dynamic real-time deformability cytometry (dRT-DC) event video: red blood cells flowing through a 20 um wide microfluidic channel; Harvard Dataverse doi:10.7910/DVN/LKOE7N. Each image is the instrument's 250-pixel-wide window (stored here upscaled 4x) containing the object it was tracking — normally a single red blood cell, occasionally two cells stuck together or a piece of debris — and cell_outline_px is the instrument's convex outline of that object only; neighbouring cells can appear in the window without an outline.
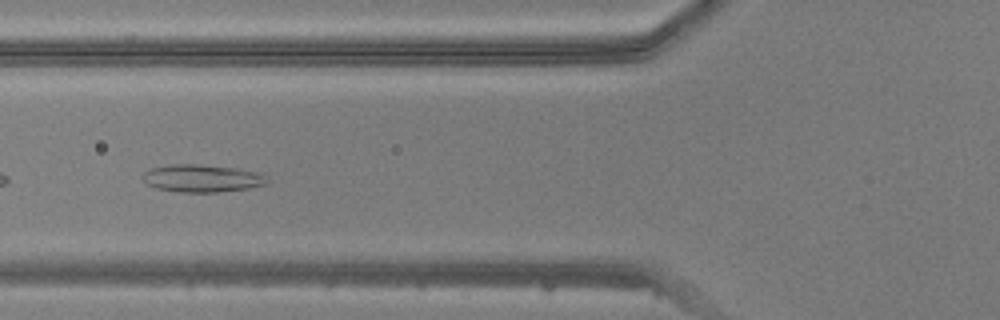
{"species": "common noctule bat (a hibernating species)", "species_latin": "Nyctalus noctula", "temperature_condition": "warm", "stored_images_in_passage": 50, "camera_frame_rate_fps": 3000, "um_per_image_px": 0.085, "animal": {"sex": "male", "body_mass_g": 20.5, "forearm_length_mm": 52.5}, "frame": {"image": 1, "passage_image": 19, "time_ms": 6.0, "image_size_px": [1000, 320], "cell_outline_px": [[268, 184], [248, 188], [216, 192], [180, 192], [156, 188], [148, 184], [140, 176], [144, 172], [152, 168], [168, 164], [196, 164], [236, 168], [260, 172], [268, 180]], "centroid_in_image_um": [17.17, 15.15], "position_along_channel_um": 108.6, "area_um2": 20.0}}
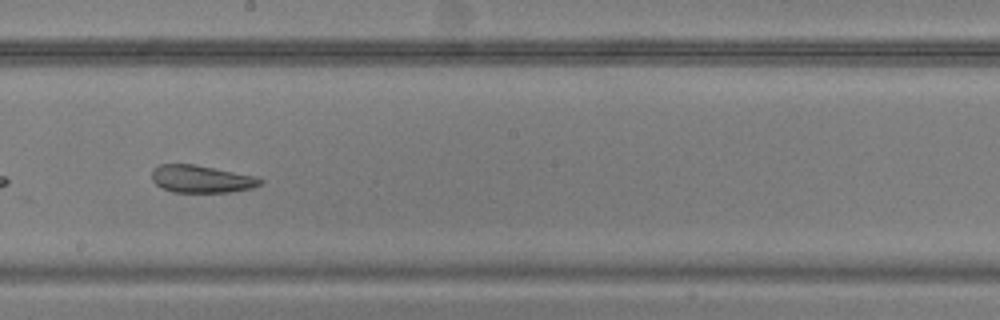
{"frame": {"image": 2, "passage_image": 28, "time_ms": 9.0, "image_size_px": [1000, 320], "cell_outline_px": [[264, 180], [260, 184], [252, 188], [232, 192], [172, 192], [156, 184], [152, 180], [152, 168], [160, 164], [196, 164], [256, 176]], "centroid_in_image_um": [17.12, 15.2], "position_along_channel_um": 231.1, "area_um2": 17.46}}
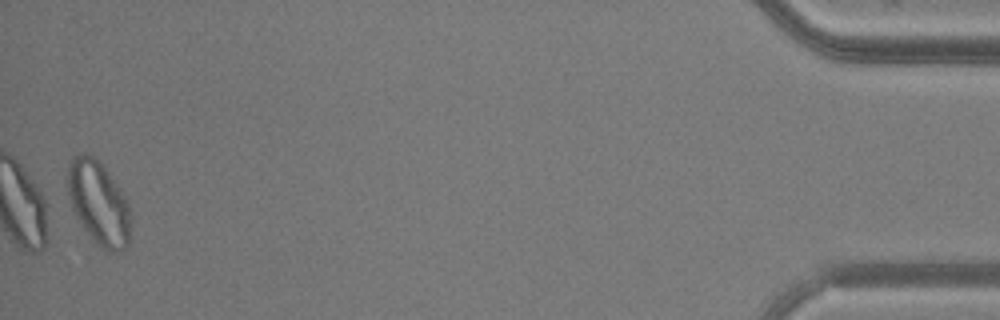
{"frame": {"image": 3, "passage_image": 49, "time_ms": 16.0, "image_size_px": [1000, 320], "cell_outline_px": [[128, 244], [120, 252], [108, 252], [100, 248], [88, 236], [76, 216], [72, 208], [68, 196], [68, 168], [72, 160], [76, 156], [84, 152], [88, 152], [100, 160], [120, 188], [128, 200]], "centroid_in_image_um": [8.36, 17.25], "position_along_channel_um": 426.8, "area_um2": 30.69}}